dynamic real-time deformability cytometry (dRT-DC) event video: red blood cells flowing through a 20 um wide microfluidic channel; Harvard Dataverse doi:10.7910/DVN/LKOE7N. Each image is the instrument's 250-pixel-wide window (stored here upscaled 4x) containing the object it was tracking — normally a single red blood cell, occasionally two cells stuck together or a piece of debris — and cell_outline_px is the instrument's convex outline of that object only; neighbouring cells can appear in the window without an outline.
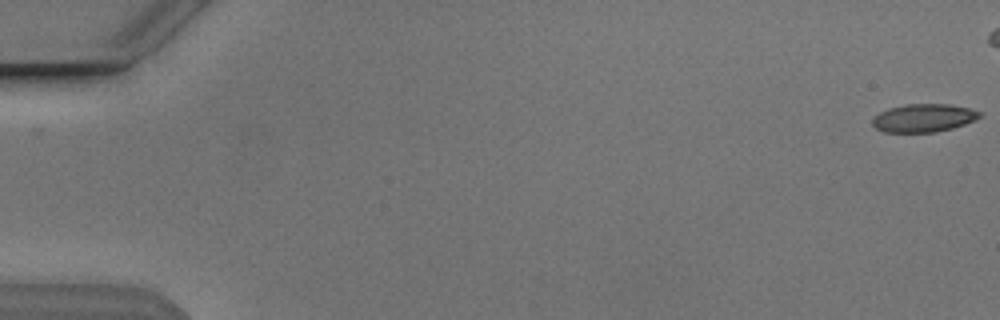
{"species": "Egyptian fruit bat (a non-hibernating species)", "species_latin": "Rousettus aegyptiacus", "temperature_condition": "cold", "stored_images_in_passage": 10, "camera_frame_rate_fps": 3000, "um_per_image_px": 0.085, "animal": {"sex": "male"}, "frame": {"image": 1, "passage_image": 1, "time_ms": 0.0, "image_size_px": [1000, 320], "cell_outline_px": [[980, 116], [976, 120], [952, 128], [936, 132], [884, 132], [876, 128], [872, 124], [872, 116], [888, 108], [904, 104], [948, 104], [968, 108], [980, 112]], "centroid_in_image_um": [78.46, 10.02], "position_along_channel_um": 6.5, "area_um2": 17.57}}